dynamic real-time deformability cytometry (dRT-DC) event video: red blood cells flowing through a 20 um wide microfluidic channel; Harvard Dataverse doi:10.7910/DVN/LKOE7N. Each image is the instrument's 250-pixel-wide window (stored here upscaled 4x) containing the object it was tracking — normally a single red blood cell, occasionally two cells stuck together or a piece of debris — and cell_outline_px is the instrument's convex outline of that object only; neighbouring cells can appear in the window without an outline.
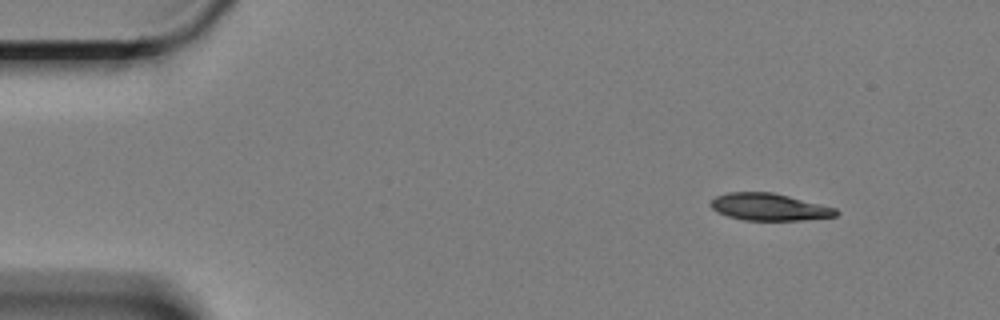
{"species": "Egyptian fruit bat (a non-hibernating species)", "species_latin": "Rousettus aegyptiacus", "temperature_condition": "cold", "stored_images_in_passage": 54, "camera_frame_rate_fps": 3000, "um_per_image_px": 0.085, "animal": {"sex": "female"}, "frame": {"image": 1, "passage_image": 1, "time_ms": 0.0, "image_size_px": [1000, 320], "cell_outline_px": [[840, 212], [836, 216], [804, 220], [744, 220], [728, 216], [716, 212], [708, 204], [716, 196], [728, 192], [772, 192], [836, 208]], "centroid_in_image_um": [65.36, 17.59], "position_along_channel_um": 19.6, "area_um2": 19.77}}
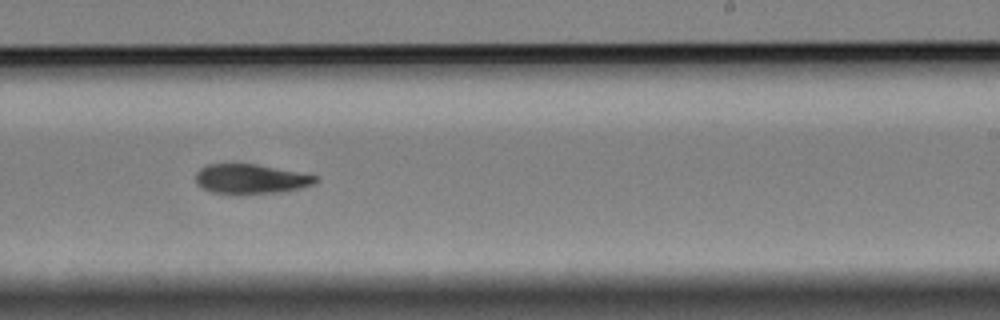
{"frame": {"image": 2, "passage_image": 31, "time_ms": 10.0, "image_size_px": [1000, 320], "cell_outline_px": [[320, 180], [316, 184], [288, 192], [236, 196], [212, 192], [196, 184], [196, 172], [200, 168], [208, 164], [256, 164], [320, 176]], "centroid_in_image_um": [21.38, 15.25], "position_along_channel_um": 267.6, "area_um2": 21.56}}
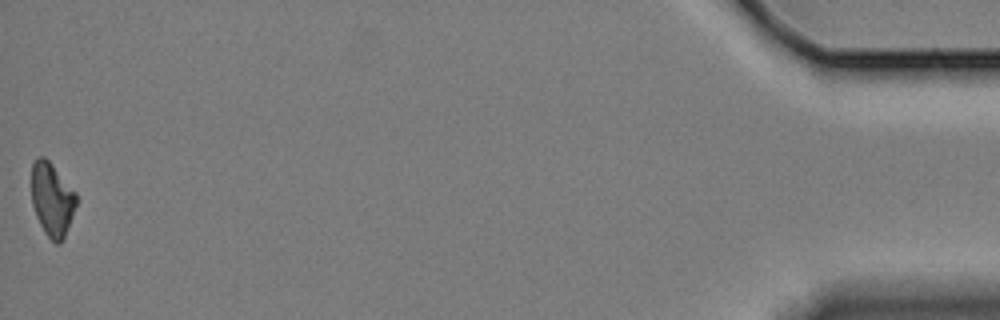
{"frame": {"image": 3, "passage_image": 54, "time_ms": 17.667, "image_size_px": [1000, 320], "cell_outline_px": [[76, 204], [64, 240], [60, 244], [56, 244], [44, 232], [36, 216], [32, 204], [32, 164], [36, 156], [44, 156], [52, 164], [76, 192]], "centroid_in_image_um": [4.42, 16.95], "position_along_channel_um": 430.8, "area_um2": 19.19}, "authors_computed_cell_mechanics": {"area_um2": 20.9814, "velocity_mm_per_s": 3.3389, "shape_relaxation_time_tau1_ms": 6.9436, "shape_relaxation_time_tau2_ms": null, "deformation_change_tau1": 0.1416, "deformation_change_tau2": null}}